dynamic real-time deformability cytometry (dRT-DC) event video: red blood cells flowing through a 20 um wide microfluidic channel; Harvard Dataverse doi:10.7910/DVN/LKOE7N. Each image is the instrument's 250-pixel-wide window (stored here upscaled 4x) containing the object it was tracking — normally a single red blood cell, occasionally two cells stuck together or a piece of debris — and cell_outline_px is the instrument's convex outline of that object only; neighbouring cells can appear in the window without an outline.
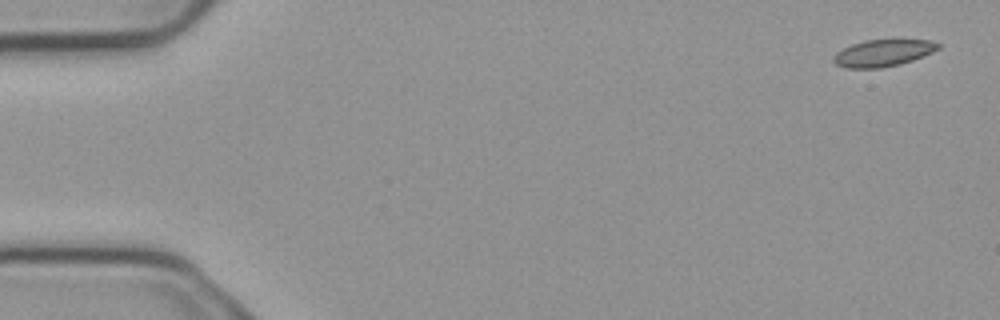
{"species": "common noctule bat (a hibernating species)", "species_latin": "Nyctalus noctula", "temperature_condition": "cold", "stored_images_in_passage": 4, "camera_frame_rate_fps": 3000, "um_per_image_px": 0.085, "animal": {"sex": "male", "body_mass_g": 23.1, "forearm_length_mm": 52.7}, "frame": {"image": 1, "passage_image": 1, "time_ms": 0.0, "image_size_px": [1000, 320], "cell_outline_px": [[940, 48], [932, 52], [912, 60], [900, 64], [880, 68], [848, 68], [836, 64], [832, 60], [832, 56], [836, 52], [852, 44], [864, 40], [928, 40], [940, 44]], "centroid_in_image_um": [75.02, 4.51], "position_along_channel_um": 10.0, "area_um2": 16.24}}
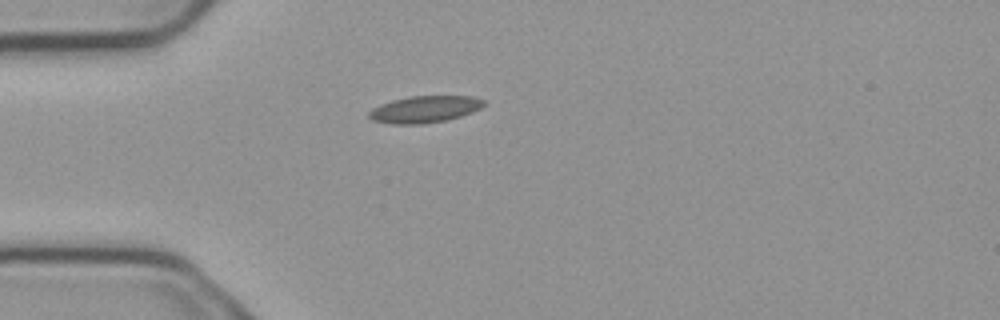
{"frame": {"image": 2, "passage_image": 4, "time_ms": 1.0, "image_size_px": [1000, 320], "cell_outline_px": [[484, 104], [480, 108], [472, 112], [448, 120], [420, 124], [392, 124], [372, 120], [368, 116], [368, 112], [372, 108], [380, 104], [392, 100], [408, 96], [472, 96], [484, 100]], "centroid_in_image_um": [36.06, 9.29], "position_along_channel_um": 48.9, "area_um2": 17.98}}